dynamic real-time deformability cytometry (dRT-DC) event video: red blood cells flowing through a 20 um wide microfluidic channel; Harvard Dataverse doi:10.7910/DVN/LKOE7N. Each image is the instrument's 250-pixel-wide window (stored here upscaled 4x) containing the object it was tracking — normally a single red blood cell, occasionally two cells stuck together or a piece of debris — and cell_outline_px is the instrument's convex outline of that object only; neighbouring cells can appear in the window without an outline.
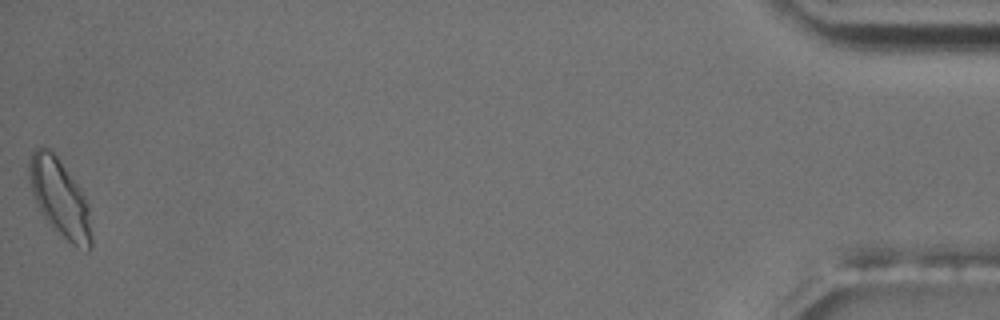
{"species": "common noctule bat (a hibernating species)", "species_latin": "Nyctalus noctula", "temperature_condition": "room temperature", "stored_images_in_passage": 56, "camera_frame_rate_fps": 3000, "um_per_image_px": 0.085, "animal": {"sex": "male", "body_mass_g": 17.5, "forearm_length_mm": 52.3}, "frame": {"image": 1, "passage_image": 56, "time_ms": 18.333, "image_size_px": [1000, 320], "cell_outline_px": [[92, 244], [88, 252], [72, 244], [52, 228], [44, 216], [32, 192], [28, 168], [28, 164], [32, 152], [36, 148], [48, 148], [56, 156], [80, 188], [88, 204], [92, 236]], "centroid_in_image_um": [5.11, 16.87], "position_along_channel_um": 430.1, "area_um2": 27.63}, "authors_computed_cell_mechanics": {"area_um2": 21.5016, "velocity_mm_per_s": 3.5874, "shape_relaxation_time_tau1_ms": null, "shape_relaxation_time_tau2_ms": 4.1453, "deformation_change_tau1": null, "deformation_change_tau2": 0.1093}}